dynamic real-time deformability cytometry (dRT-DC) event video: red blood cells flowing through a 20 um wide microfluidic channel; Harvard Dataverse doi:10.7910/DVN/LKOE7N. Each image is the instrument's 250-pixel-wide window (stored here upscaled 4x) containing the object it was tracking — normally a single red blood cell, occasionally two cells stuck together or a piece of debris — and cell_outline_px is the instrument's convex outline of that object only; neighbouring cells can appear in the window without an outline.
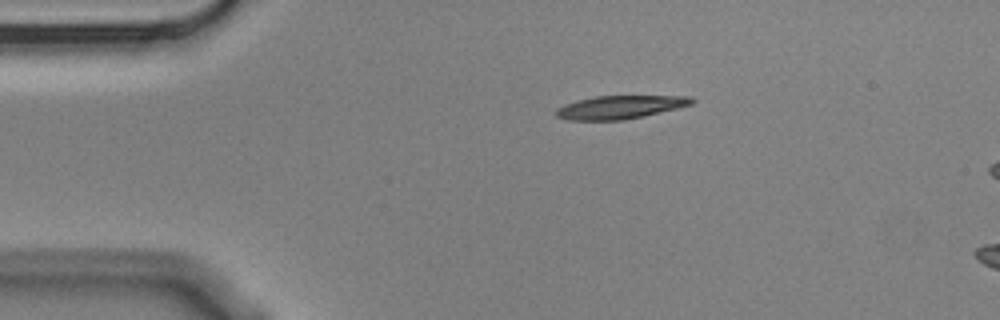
{"species": "Egyptian fruit bat (a non-hibernating species)", "species_latin": "Rousettus aegyptiacus", "temperature_condition": "cold", "stored_images_in_passage": 3, "camera_frame_rate_fps": 3000, "um_per_image_px": 0.085, "animal": {"sex": "male"}, "frame": {"image": 1, "passage_image": 1, "time_ms": 0.0, "image_size_px": [1000, 320], "cell_outline_px": [[696, 100], [692, 104], [644, 116], [624, 120], [568, 120], [556, 116], [556, 108], [564, 104], [596, 96], [692, 96]], "centroid_in_image_um": [52.71, 9.11], "position_along_channel_um": 32.3, "area_um2": 18.26}}